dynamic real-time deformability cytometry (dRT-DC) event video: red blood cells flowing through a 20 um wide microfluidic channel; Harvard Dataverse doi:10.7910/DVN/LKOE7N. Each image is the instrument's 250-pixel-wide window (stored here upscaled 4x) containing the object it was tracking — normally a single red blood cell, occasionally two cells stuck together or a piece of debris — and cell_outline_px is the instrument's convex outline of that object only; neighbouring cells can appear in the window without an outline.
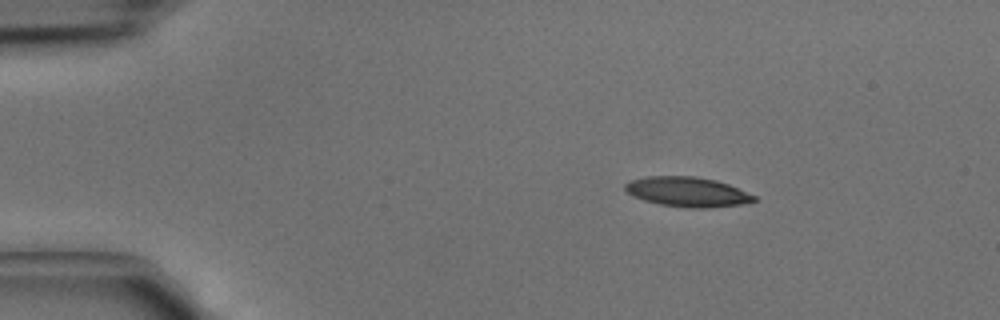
{"species": "common noctule bat (a hibernating species)", "species_latin": "Nyctalus noctula", "temperature_condition": "cold", "stored_images_in_passage": 37, "camera_frame_rate_fps": 3000, "um_per_image_px": 0.085, "animal": {"sex": "male", "body_mass_g": 15.6}, "frame": {"image": 1, "passage_image": 1, "time_ms": 0.0, "image_size_px": [1000, 320], "cell_outline_px": [[756, 200], [740, 204], [708, 208], [688, 208], [660, 204], [644, 200], [632, 196], [624, 188], [624, 184], [628, 180], [644, 176], [696, 176], [716, 180], [728, 184], [756, 196]], "centroid_in_image_um": [58.38, 16.3], "position_along_channel_um": 26.6, "area_um2": 22.43}}
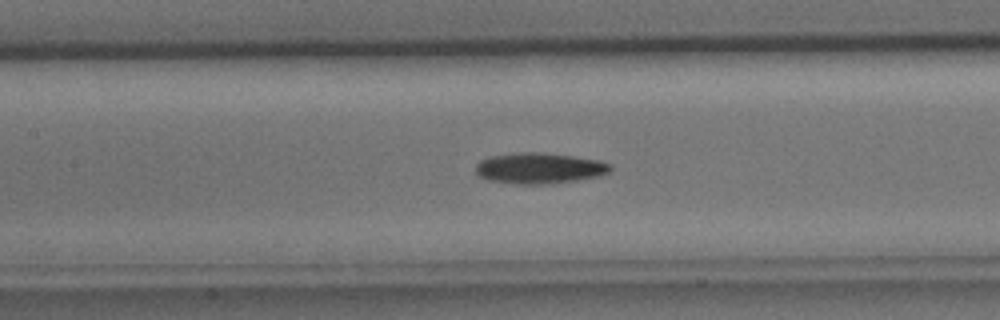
{"frame": {"image": 2, "passage_image": 14, "time_ms": 4.333, "image_size_px": [1000, 320], "cell_outline_px": [[612, 168], [608, 172], [600, 176], [576, 180], [544, 184], [516, 184], [488, 180], [476, 176], [476, 164], [480, 160], [492, 156], [520, 152], [540, 152], [572, 156], [596, 160], [612, 164]], "centroid_in_image_um": [45.81, 14.3], "position_along_channel_um": 161.6, "area_um2": 24.16}}
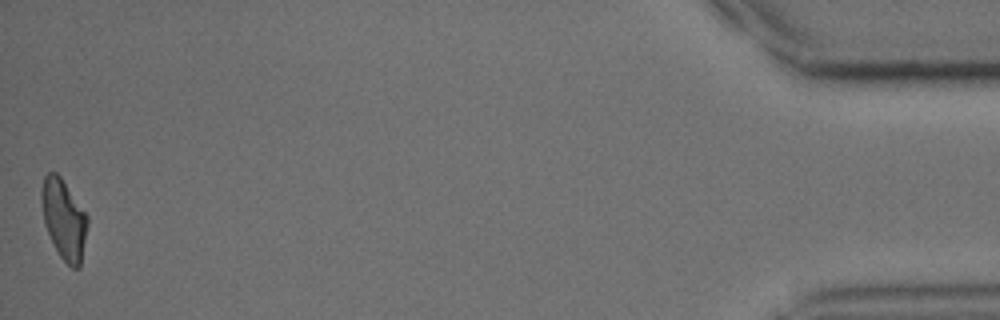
{"frame": {"image": 3, "passage_image": 37, "time_ms": 12.0, "image_size_px": [1000, 320], "cell_outline_px": [[88, 224], [80, 268], [72, 268], [60, 256], [44, 224], [40, 200], [40, 192], [44, 176], [48, 172], [56, 172], [60, 176], [88, 216]], "centroid_in_image_um": [5.42, 18.62], "position_along_channel_um": 429.8, "area_um2": 21.33}}